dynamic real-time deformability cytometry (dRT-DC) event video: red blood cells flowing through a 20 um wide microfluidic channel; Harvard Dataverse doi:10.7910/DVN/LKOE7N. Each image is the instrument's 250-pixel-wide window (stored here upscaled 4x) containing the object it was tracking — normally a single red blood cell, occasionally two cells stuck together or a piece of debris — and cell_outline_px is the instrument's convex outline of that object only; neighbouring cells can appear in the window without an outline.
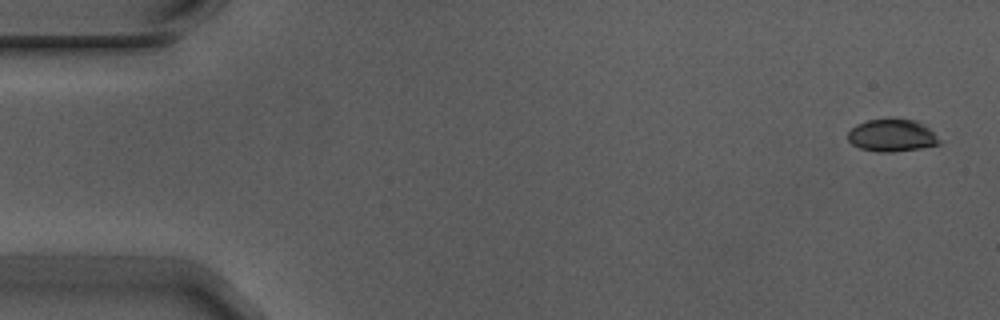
{"species": "Egyptian fruit bat (a non-hibernating species)", "species_latin": "Rousettus aegyptiacus", "temperature_condition": "warm", "stored_images_in_passage": 4, "camera_frame_rate_fps": 3000, "um_per_image_px": 0.085, "animal": {"sex": "male"}, "frame": {"image": 1, "passage_image": 1, "time_ms": 0.0, "image_size_px": [1000, 320], "cell_outline_px": [[944, 140], [940, 144], [920, 148], [892, 152], [880, 152], [860, 148], [852, 144], [848, 140], [848, 132], [856, 124], [868, 120], [892, 116], [916, 120], [924, 124]], "centroid_in_image_um": [75.86, 11.47], "position_along_channel_um": 9.1, "area_um2": 17.92}}